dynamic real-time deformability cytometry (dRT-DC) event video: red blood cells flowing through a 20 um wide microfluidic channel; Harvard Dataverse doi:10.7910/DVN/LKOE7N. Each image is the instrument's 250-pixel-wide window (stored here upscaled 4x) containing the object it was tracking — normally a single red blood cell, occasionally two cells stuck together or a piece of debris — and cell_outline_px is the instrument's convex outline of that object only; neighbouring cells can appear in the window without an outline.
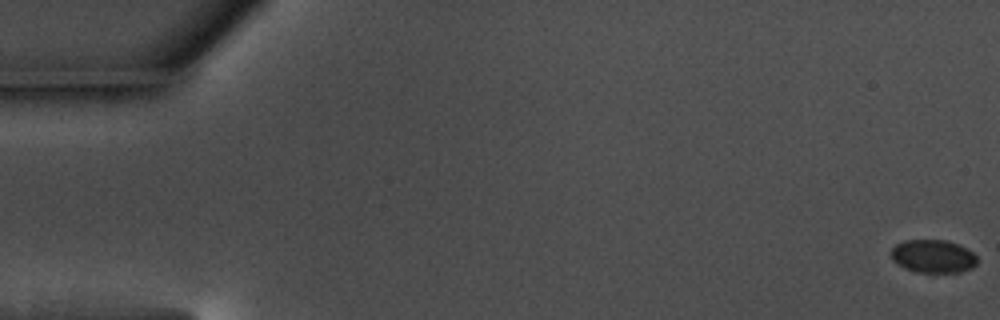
{"species": "common noctule bat (a hibernating species)", "species_latin": "Nyctalus noctula", "temperature_condition": "warm", "stored_images_in_passage": 12, "camera_frame_rate_fps": 3000, "um_per_image_px": 0.085, "animal": {"sex": "male", "body_mass_g": 17.5, "forearm_length_mm": 52.3}, "frame": {"image": 1, "passage_image": 1, "time_ms": 0.0, "image_size_px": [1000, 320], "cell_outline_px": [[976, 264], [972, 268], [960, 272], [916, 272], [904, 268], [892, 260], [892, 248], [896, 244], [904, 240], [944, 240], [956, 244], [972, 252], [976, 256]], "centroid_in_image_um": [79.29, 21.79], "position_along_channel_um": 5.7, "area_um2": 16.42}}